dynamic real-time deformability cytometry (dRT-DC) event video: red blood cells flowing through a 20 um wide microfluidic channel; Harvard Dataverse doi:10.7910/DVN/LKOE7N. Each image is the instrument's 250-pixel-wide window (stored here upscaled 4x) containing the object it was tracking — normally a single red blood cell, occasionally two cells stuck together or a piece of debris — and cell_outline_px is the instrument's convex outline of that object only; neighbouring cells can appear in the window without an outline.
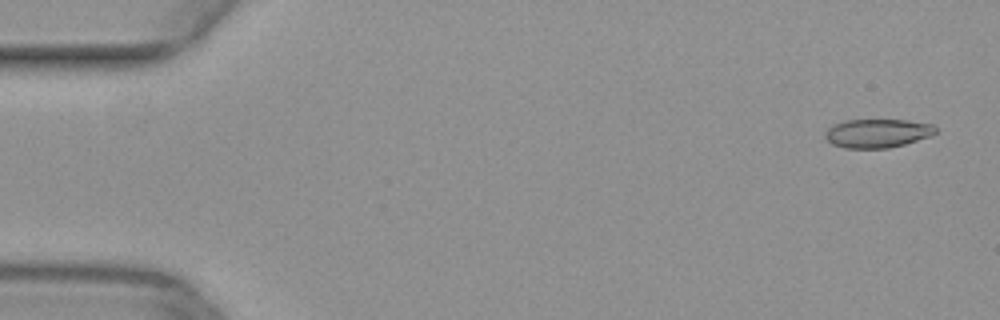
{"species": "common noctule bat (a hibernating species)", "species_latin": "Nyctalus noctula", "temperature_condition": "warm", "stored_images_in_passage": 51, "camera_frame_rate_fps": 3000, "um_per_image_px": 0.085, "animal": {"sex": "female", "body_mass_g": 29.2, "forearm_length_mm": 56.3}, "frame": {"image": 1, "passage_image": 2, "time_ms": 0.333, "image_size_px": [1000, 320], "cell_outline_px": [[936, 132], [928, 136], [904, 144], [888, 148], [844, 148], [832, 144], [824, 136], [824, 132], [828, 128], [844, 120], [908, 120], [932, 124], [936, 128]], "centroid_in_image_um": [74.55, 11.32], "position_along_channel_um": 10.5, "area_um2": 18.32}}
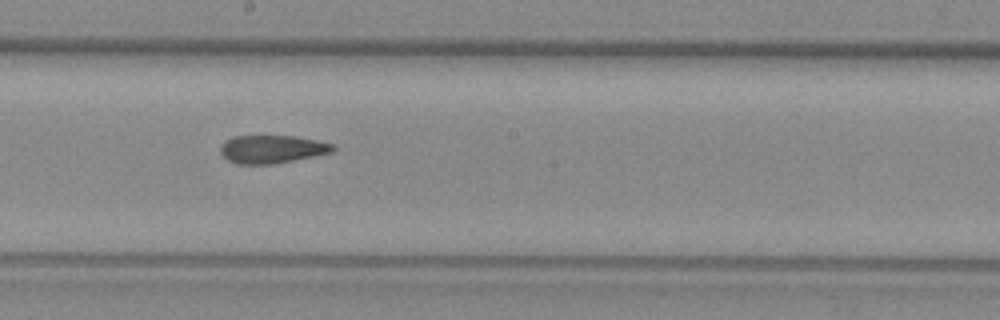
{"frame": {"image": 2, "passage_image": 28, "time_ms": 9.0, "image_size_px": [1000, 320], "cell_outline_px": [[336, 148], [332, 152], [276, 164], [236, 164], [228, 160], [220, 152], [220, 148], [224, 140], [232, 136], [292, 136], [316, 140], [332, 144]], "centroid_in_image_um": [23.08, 12.68], "position_along_channel_um": 225.1, "area_um2": 18.38}}
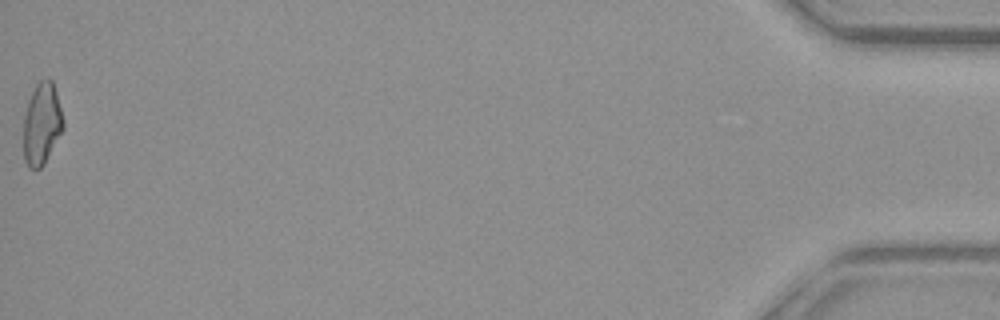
{"frame": {"image": 3, "passage_image": 51, "time_ms": 16.667, "image_size_px": [1000, 320], "cell_outline_px": [[64, 128], [44, 164], [40, 168], [28, 168], [24, 160], [24, 116], [28, 100], [36, 84], [40, 80], [48, 76], [52, 80], [56, 92], [64, 120]], "centroid_in_image_um": [3.56, 10.5], "position_along_channel_um": 431.6, "area_um2": 19.02}}